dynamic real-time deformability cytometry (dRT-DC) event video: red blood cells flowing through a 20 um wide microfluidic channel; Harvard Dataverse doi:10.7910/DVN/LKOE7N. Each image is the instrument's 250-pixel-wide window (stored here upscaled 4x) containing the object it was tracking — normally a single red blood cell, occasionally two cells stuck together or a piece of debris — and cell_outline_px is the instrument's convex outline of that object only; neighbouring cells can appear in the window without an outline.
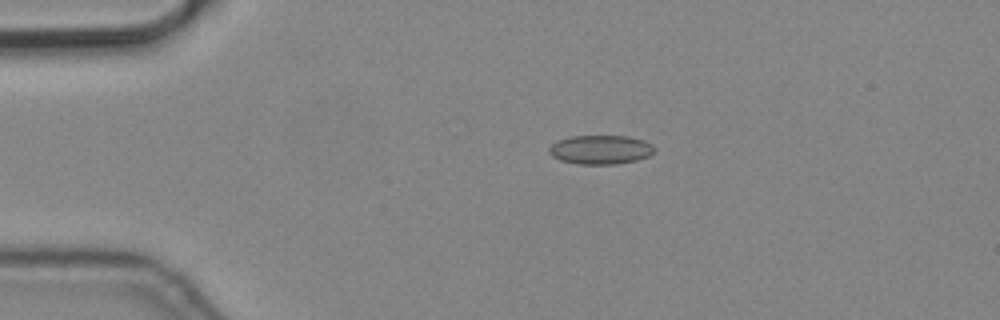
{"species": "common noctule bat (a hibernating species)", "species_latin": "Nyctalus noctula", "temperature_condition": "cold", "stored_images_in_passage": 6, "camera_frame_rate_fps": 3000, "um_per_image_px": 0.085, "animal": {"sex": "male", "body_mass_g": 19.2, "forearm_length_mm": 51.8}, "frame": {"image": 1, "passage_image": 3, "time_ms": 0.667, "image_size_px": [1000, 320], "cell_outline_px": [[656, 148], [648, 156], [636, 160], [616, 164], [580, 164], [560, 160], [552, 156], [548, 152], [548, 148], [556, 140], [572, 136], [628, 136], [644, 140], [652, 144]], "centroid_in_image_um": [51.03, 12.71], "position_along_channel_um": 34.0, "area_um2": 17.86}}
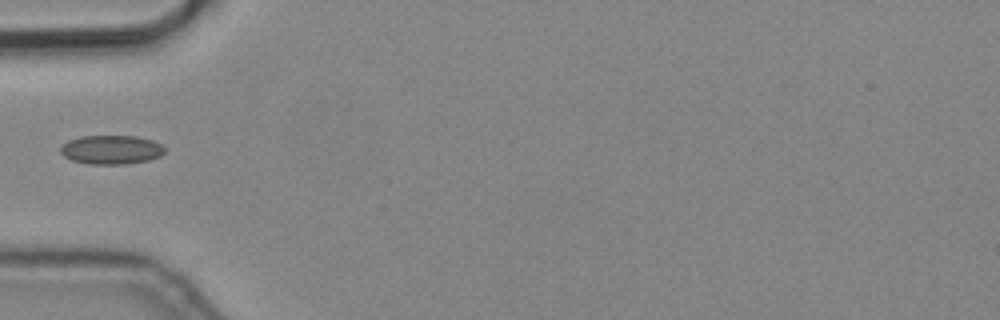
{"frame": {"image": 2, "passage_image": 5, "time_ms": 1.333, "image_size_px": [1000, 320], "cell_outline_px": [[164, 152], [160, 156], [148, 160], [124, 164], [88, 164], [72, 160], [64, 156], [60, 152], [60, 148], [68, 140], [80, 136], [136, 136], [152, 140], [160, 144], [164, 148]], "centroid_in_image_um": [9.44, 12.72], "position_along_channel_um": 75.6, "area_um2": 17.51}}
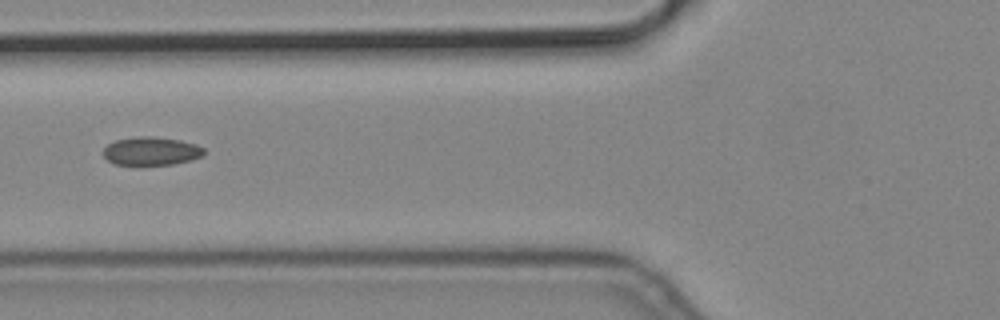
{"frame": {"image": 3, "passage_image": 6, "time_ms": 1.667, "image_size_px": [1000, 320], "cell_outline_px": [[204, 156], [192, 160], [172, 164], [140, 168], [112, 164], [104, 156], [104, 148], [108, 144], [116, 140], [140, 136], [152, 136], [180, 140], [196, 144], [204, 148]], "centroid_in_image_um": [12.84, 12.9], "position_along_channel_um": 113.0, "area_um2": 17.4}}